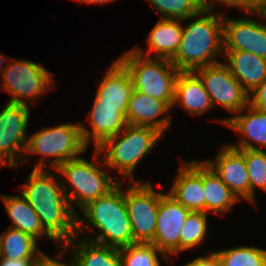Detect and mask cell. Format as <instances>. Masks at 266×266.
Instances as JSON below:
<instances>
[{
	"instance_id": "cell-1",
	"label": "cell",
	"mask_w": 266,
	"mask_h": 266,
	"mask_svg": "<svg viewBox=\"0 0 266 266\" xmlns=\"http://www.w3.org/2000/svg\"><path fill=\"white\" fill-rule=\"evenodd\" d=\"M27 183L21 186V195L39 216L44 230L64 245L77 236V215L58 178L48 169H33Z\"/></svg>"
},
{
	"instance_id": "cell-2",
	"label": "cell",
	"mask_w": 266,
	"mask_h": 266,
	"mask_svg": "<svg viewBox=\"0 0 266 266\" xmlns=\"http://www.w3.org/2000/svg\"><path fill=\"white\" fill-rule=\"evenodd\" d=\"M214 12V7H204L194 22L182 27L179 48L170 60L179 71H195L219 62L214 57L224 51V15Z\"/></svg>"
},
{
	"instance_id": "cell-3",
	"label": "cell",
	"mask_w": 266,
	"mask_h": 266,
	"mask_svg": "<svg viewBox=\"0 0 266 266\" xmlns=\"http://www.w3.org/2000/svg\"><path fill=\"white\" fill-rule=\"evenodd\" d=\"M121 186L122 184L118 183L107 194L91 201L82 209L88 221L77 215V237L84 231L88 232V228H92L89 227L90 223L102 233L90 237L89 241L115 248L136 244Z\"/></svg>"
},
{
	"instance_id": "cell-4",
	"label": "cell",
	"mask_w": 266,
	"mask_h": 266,
	"mask_svg": "<svg viewBox=\"0 0 266 266\" xmlns=\"http://www.w3.org/2000/svg\"><path fill=\"white\" fill-rule=\"evenodd\" d=\"M117 60L128 71L134 90L165 101L173 107L175 84L180 71L170 60L146 57L137 46Z\"/></svg>"
},
{
	"instance_id": "cell-5",
	"label": "cell",
	"mask_w": 266,
	"mask_h": 266,
	"mask_svg": "<svg viewBox=\"0 0 266 266\" xmlns=\"http://www.w3.org/2000/svg\"><path fill=\"white\" fill-rule=\"evenodd\" d=\"M162 136L154 128L128 124L116 136L106 139L96 150L106 153L102 160L103 167L114 169L129 179L140 160Z\"/></svg>"
},
{
	"instance_id": "cell-6",
	"label": "cell",
	"mask_w": 266,
	"mask_h": 266,
	"mask_svg": "<svg viewBox=\"0 0 266 266\" xmlns=\"http://www.w3.org/2000/svg\"><path fill=\"white\" fill-rule=\"evenodd\" d=\"M95 161H87L83 158H76L62 163L56 170L67 178V184H62L66 197L69 200L72 210L75 211L73 204L76 202L80 210L87 206L91 201L107 194L119 182L116 177L109 176L100 168L99 156L95 149ZM70 187L69 189H67Z\"/></svg>"
},
{
	"instance_id": "cell-7",
	"label": "cell",
	"mask_w": 266,
	"mask_h": 266,
	"mask_svg": "<svg viewBox=\"0 0 266 266\" xmlns=\"http://www.w3.org/2000/svg\"><path fill=\"white\" fill-rule=\"evenodd\" d=\"M80 126L81 124L76 122L46 127L28 138L25 156L29 153L43 155L34 169H46L49 166L46 163H49L48 157H55L50 164L56 170L62 163L76 159L84 153L88 148Z\"/></svg>"
},
{
	"instance_id": "cell-8",
	"label": "cell",
	"mask_w": 266,
	"mask_h": 266,
	"mask_svg": "<svg viewBox=\"0 0 266 266\" xmlns=\"http://www.w3.org/2000/svg\"><path fill=\"white\" fill-rule=\"evenodd\" d=\"M13 60L4 66L0 74L3 80L0 89L13 95L8 103L29 106L25 98L36 103V97L40 99L54 84L53 75L38 63L25 59Z\"/></svg>"
},
{
	"instance_id": "cell-9",
	"label": "cell",
	"mask_w": 266,
	"mask_h": 266,
	"mask_svg": "<svg viewBox=\"0 0 266 266\" xmlns=\"http://www.w3.org/2000/svg\"><path fill=\"white\" fill-rule=\"evenodd\" d=\"M124 191V201L131 223L134 242L150 244L154 240L160 193L155 192L150 182H135Z\"/></svg>"
},
{
	"instance_id": "cell-10",
	"label": "cell",
	"mask_w": 266,
	"mask_h": 266,
	"mask_svg": "<svg viewBox=\"0 0 266 266\" xmlns=\"http://www.w3.org/2000/svg\"><path fill=\"white\" fill-rule=\"evenodd\" d=\"M29 110L25 105L7 103L0 113V167L17 168L19 162L16 158L27 162L24 156L28 143Z\"/></svg>"
},
{
	"instance_id": "cell-11",
	"label": "cell",
	"mask_w": 266,
	"mask_h": 266,
	"mask_svg": "<svg viewBox=\"0 0 266 266\" xmlns=\"http://www.w3.org/2000/svg\"><path fill=\"white\" fill-rule=\"evenodd\" d=\"M209 94L212 106L221 104L232 113H241L249 104L250 95L231 74L224 63H215L194 71Z\"/></svg>"
},
{
	"instance_id": "cell-12",
	"label": "cell",
	"mask_w": 266,
	"mask_h": 266,
	"mask_svg": "<svg viewBox=\"0 0 266 266\" xmlns=\"http://www.w3.org/2000/svg\"><path fill=\"white\" fill-rule=\"evenodd\" d=\"M189 211L169 194L160 193L157 224L154 240L155 245L168 258L180 252V233Z\"/></svg>"
},
{
	"instance_id": "cell-13",
	"label": "cell",
	"mask_w": 266,
	"mask_h": 266,
	"mask_svg": "<svg viewBox=\"0 0 266 266\" xmlns=\"http://www.w3.org/2000/svg\"><path fill=\"white\" fill-rule=\"evenodd\" d=\"M259 16L266 17L263 13ZM224 51H248L266 59V22L223 18Z\"/></svg>"
},
{
	"instance_id": "cell-14",
	"label": "cell",
	"mask_w": 266,
	"mask_h": 266,
	"mask_svg": "<svg viewBox=\"0 0 266 266\" xmlns=\"http://www.w3.org/2000/svg\"><path fill=\"white\" fill-rule=\"evenodd\" d=\"M228 186L235 197L250 201V180L244 156L229 144L222 147L213 161H205Z\"/></svg>"
},
{
	"instance_id": "cell-15",
	"label": "cell",
	"mask_w": 266,
	"mask_h": 266,
	"mask_svg": "<svg viewBox=\"0 0 266 266\" xmlns=\"http://www.w3.org/2000/svg\"><path fill=\"white\" fill-rule=\"evenodd\" d=\"M169 195L192 212H205L203 161L185 162L178 171Z\"/></svg>"
},
{
	"instance_id": "cell-16",
	"label": "cell",
	"mask_w": 266,
	"mask_h": 266,
	"mask_svg": "<svg viewBox=\"0 0 266 266\" xmlns=\"http://www.w3.org/2000/svg\"><path fill=\"white\" fill-rule=\"evenodd\" d=\"M133 91L128 71L115 60L98 85L93 106L119 107V111H127Z\"/></svg>"
},
{
	"instance_id": "cell-17",
	"label": "cell",
	"mask_w": 266,
	"mask_h": 266,
	"mask_svg": "<svg viewBox=\"0 0 266 266\" xmlns=\"http://www.w3.org/2000/svg\"><path fill=\"white\" fill-rule=\"evenodd\" d=\"M172 109L165 101L133 91L126 113L129 125L151 127L162 134L171 124V117L166 115ZM160 115L164 116L158 119Z\"/></svg>"
},
{
	"instance_id": "cell-18",
	"label": "cell",
	"mask_w": 266,
	"mask_h": 266,
	"mask_svg": "<svg viewBox=\"0 0 266 266\" xmlns=\"http://www.w3.org/2000/svg\"><path fill=\"white\" fill-rule=\"evenodd\" d=\"M245 109H248L246 111L248 114L237 113L238 115L236 116L224 118L219 121L225 126L234 129L237 133L242 134V138L238 141V144L236 146L231 144V147L237 150H263V148H266V111L256 109L250 103ZM251 140L263 148L252 144Z\"/></svg>"
},
{
	"instance_id": "cell-19",
	"label": "cell",
	"mask_w": 266,
	"mask_h": 266,
	"mask_svg": "<svg viewBox=\"0 0 266 266\" xmlns=\"http://www.w3.org/2000/svg\"><path fill=\"white\" fill-rule=\"evenodd\" d=\"M126 113L119 111V107L92 106L89 114L92 134L85 126H80L85 145L88 146L90 139H93L96 149L106 139L116 136L128 125Z\"/></svg>"
},
{
	"instance_id": "cell-20",
	"label": "cell",
	"mask_w": 266,
	"mask_h": 266,
	"mask_svg": "<svg viewBox=\"0 0 266 266\" xmlns=\"http://www.w3.org/2000/svg\"><path fill=\"white\" fill-rule=\"evenodd\" d=\"M231 74L250 95L266 80V59L248 51H224ZM251 91V92H250Z\"/></svg>"
},
{
	"instance_id": "cell-21",
	"label": "cell",
	"mask_w": 266,
	"mask_h": 266,
	"mask_svg": "<svg viewBox=\"0 0 266 266\" xmlns=\"http://www.w3.org/2000/svg\"><path fill=\"white\" fill-rule=\"evenodd\" d=\"M188 114H203L213 108L203 82L194 71H180L176 79L174 103Z\"/></svg>"
},
{
	"instance_id": "cell-22",
	"label": "cell",
	"mask_w": 266,
	"mask_h": 266,
	"mask_svg": "<svg viewBox=\"0 0 266 266\" xmlns=\"http://www.w3.org/2000/svg\"><path fill=\"white\" fill-rule=\"evenodd\" d=\"M182 19L161 18L149 33L147 44L149 51L146 57L164 58L171 60L180 45L182 37Z\"/></svg>"
},
{
	"instance_id": "cell-23",
	"label": "cell",
	"mask_w": 266,
	"mask_h": 266,
	"mask_svg": "<svg viewBox=\"0 0 266 266\" xmlns=\"http://www.w3.org/2000/svg\"><path fill=\"white\" fill-rule=\"evenodd\" d=\"M76 237L62 247L67 249L74 245V249L70 251L71 256H74L69 260L72 266H123L119 248L104 246L86 239L76 242Z\"/></svg>"
},
{
	"instance_id": "cell-24",
	"label": "cell",
	"mask_w": 266,
	"mask_h": 266,
	"mask_svg": "<svg viewBox=\"0 0 266 266\" xmlns=\"http://www.w3.org/2000/svg\"><path fill=\"white\" fill-rule=\"evenodd\" d=\"M0 197L5 205L6 212L11 218L10 228H14L36 238L47 237L56 242L42 227L39 216L32 209L23 196L2 195Z\"/></svg>"
},
{
	"instance_id": "cell-25",
	"label": "cell",
	"mask_w": 266,
	"mask_h": 266,
	"mask_svg": "<svg viewBox=\"0 0 266 266\" xmlns=\"http://www.w3.org/2000/svg\"><path fill=\"white\" fill-rule=\"evenodd\" d=\"M0 257L12 260H44L47 255L38 249L36 238L9 227L8 231L0 234Z\"/></svg>"
},
{
	"instance_id": "cell-26",
	"label": "cell",
	"mask_w": 266,
	"mask_h": 266,
	"mask_svg": "<svg viewBox=\"0 0 266 266\" xmlns=\"http://www.w3.org/2000/svg\"><path fill=\"white\" fill-rule=\"evenodd\" d=\"M205 213L228 212L239 201L220 177L203 161Z\"/></svg>"
},
{
	"instance_id": "cell-27",
	"label": "cell",
	"mask_w": 266,
	"mask_h": 266,
	"mask_svg": "<svg viewBox=\"0 0 266 266\" xmlns=\"http://www.w3.org/2000/svg\"><path fill=\"white\" fill-rule=\"evenodd\" d=\"M157 252L169 261V258L152 244L136 243L119 248L123 266H160Z\"/></svg>"
},
{
	"instance_id": "cell-28",
	"label": "cell",
	"mask_w": 266,
	"mask_h": 266,
	"mask_svg": "<svg viewBox=\"0 0 266 266\" xmlns=\"http://www.w3.org/2000/svg\"><path fill=\"white\" fill-rule=\"evenodd\" d=\"M153 8L162 14L161 18L195 19L197 13L204 8L202 0H147Z\"/></svg>"
},
{
	"instance_id": "cell-29",
	"label": "cell",
	"mask_w": 266,
	"mask_h": 266,
	"mask_svg": "<svg viewBox=\"0 0 266 266\" xmlns=\"http://www.w3.org/2000/svg\"><path fill=\"white\" fill-rule=\"evenodd\" d=\"M221 266H266V250L240 246L216 252Z\"/></svg>"
},
{
	"instance_id": "cell-30",
	"label": "cell",
	"mask_w": 266,
	"mask_h": 266,
	"mask_svg": "<svg viewBox=\"0 0 266 266\" xmlns=\"http://www.w3.org/2000/svg\"><path fill=\"white\" fill-rule=\"evenodd\" d=\"M245 159L250 180V202L255 203L256 188L266 191V152L264 150L241 149L238 150Z\"/></svg>"
},
{
	"instance_id": "cell-31",
	"label": "cell",
	"mask_w": 266,
	"mask_h": 266,
	"mask_svg": "<svg viewBox=\"0 0 266 266\" xmlns=\"http://www.w3.org/2000/svg\"><path fill=\"white\" fill-rule=\"evenodd\" d=\"M207 213L190 212L180 233V251L200 245L207 233Z\"/></svg>"
},
{
	"instance_id": "cell-32",
	"label": "cell",
	"mask_w": 266,
	"mask_h": 266,
	"mask_svg": "<svg viewBox=\"0 0 266 266\" xmlns=\"http://www.w3.org/2000/svg\"><path fill=\"white\" fill-rule=\"evenodd\" d=\"M249 103L256 109L266 111V80L250 94Z\"/></svg>"
},
{
	"instance_id": "cell-33",
	"label": "cell",
	"mask_w": 266,
	"mask_h": 266,
	"mask_svg": "<svg viewBox=\"0 0 266 266\" xmlns=\"http://www.w3.org/2000/svg\"><path fill=\"white\" fill-rule=\"evenodd\" d=\"M234 7L241 8L246 14L262 13L266 10V0H240Z\"/></svg>"
},
{
	"instance_id": "cell-34",
	"label": "cell",
	"mask_w": 266,
	"mask_h": 266,
	"mask_svg": "<svg viewBox=\"0 0 266 266\" xmlns=\"http://www.w3.org/2000/svg\"><path fill=\"white\" fill-rule=\"evenodd\" d=\"M184 266H221V261L216 252H211L205 257L195 258Z\"/></svg>"
},
{
	"instance_id": "cell-35",
	"label": "cell",
	"mask_w": 266,
	"mask_h": 266,
	"mask_svg": "<svg viewBox=\"0 0 266 266\" xmlns=\"http://www.w3.org/2000/svg\"><path fill=\"white\" fill-rule=\"evenodd\" d=\"M43 260L6 259L0 257V266H38Z\"/></svg>"
},
{
	"instance_id": "cell-36",
	"label": "cell",
	"mask_w": 266,
	"mask_h": 266,
	"mask_svg": "<svg viewBox=\"0 0 266 266\" xmlns=\"http://www.w3.org/2000/svg\"><path fill=\"white\" fill-rule=\"evenodd\" d=\"M203 1V5L205 7H214L217 5L216 3H223L226 4V6H235L240 0H202ZM212 1V2H211Z\"/></svg>"
},
{
	"instance_id": "cell-37",
	"label": "cell",
	"mask_w": 266,
	"mask_h": 266,
	"mask_svg": "<svg viewBox=\"0 0 266 266\" xmlns=\"http://www.w3.org/2000/svg\"><path fill=\"white\" fill-rule=\"evenodd\" d=\"M57 260H53L50 257H46L38 266H72L71 263L67 262L66 264L59 261V257L55 256Z\"/></svg>"
},
{
	"instance_id": "cell-38",
	"label": "cell",
	"mask_w": 266,
	"mask_h": 266,
	"mask_svg": "<svg viewBox=\"0 0 266 266\" xmlns=\"http://www.w3.org/2000/svg\"><path fill=\"white\" fill-rule=\"evenodd\" d=\"M76 1H78V2H81V3H99V4H105V3H108V2H110V1H114V0H76Z\"/></svg>"
},
{
	"instance_id": "cell-39",
	"label": "cell",
	"mask_w": 266,
	"mask_h": 266,
	"mask_svg": "<svg viewBox=\"0 0 266 266\" xmlns=\"http://www.w3.org/2000/svg\"><path fill=\"white\" fill-rule=\"evenodd\" d=\"M4 61H7V60H5L4 55H2V54L0 53V73H2L3 70H4V69L1 68V67H3V64H5V63H3Z\"/></svg>"
}]
</instances>
